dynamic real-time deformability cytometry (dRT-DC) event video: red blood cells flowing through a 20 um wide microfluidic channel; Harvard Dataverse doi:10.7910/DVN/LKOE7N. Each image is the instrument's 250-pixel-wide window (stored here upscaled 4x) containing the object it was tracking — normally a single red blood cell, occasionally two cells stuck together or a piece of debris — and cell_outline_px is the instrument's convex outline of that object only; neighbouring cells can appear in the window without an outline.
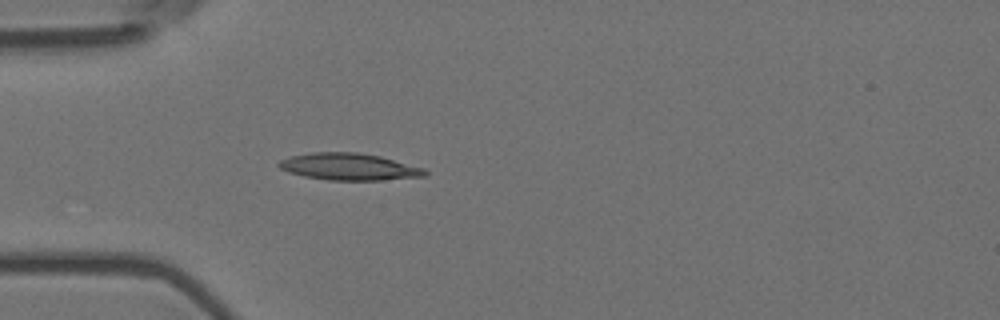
{"species": "Egyptian fruit bat (a non-hibernating species)", "species_latin": "Rousettus aegyptiacus", "temperature_condition": "room temperature", "stored_images_in_passage": 5, "camera_frame_rate_fps": 3000, "um_per_image_px": 0.085, "animal": {"sex": "female"}, "frame": {"image": 1, "passage_image": 5, "time_ms": 1.333, "image_size_px": [1000, 320], "cell_outline_px": [[428, 176], [380, 180], [328, 180], [304, 176], [288, 172], [280, 168], [276, 164], [280, 160], [288, 156], [312, 152], [356, 152], [380, 156], [424, 168], [428, 172]], "centroid_in_image_um": [29.65, 14.17], "position_along_channel_um": 55.3, "area_um2": 23.0}}